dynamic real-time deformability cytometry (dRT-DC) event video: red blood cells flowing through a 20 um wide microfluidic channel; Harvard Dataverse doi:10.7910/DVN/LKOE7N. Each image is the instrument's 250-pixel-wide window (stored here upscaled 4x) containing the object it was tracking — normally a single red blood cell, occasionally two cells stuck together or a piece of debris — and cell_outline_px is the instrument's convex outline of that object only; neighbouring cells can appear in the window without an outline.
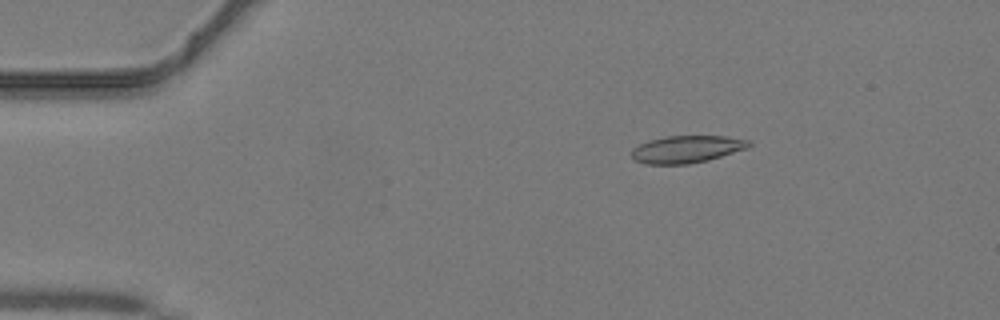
{"species": "common noctule bat (a hibernating species)", "species_latin": "Nyctalus noctula", "temperature_condition": "warm", "stored_images_in_passage": 44, "camera_frame_rate_fps": 3000, "um_per_image_px": 0.085, "animal": {"sex": "male", "body_mass_g": 19.2, "forearm_length_mm": 51.8}, "frame": {"image": 1, "passage_image": 8, "time_ms": 2.333, "image_size_px": [1000, 320], "cell_outline_px": [[752, 144], [748, 148], [708, 160], [688, 164], [644, 164], [632, 160], [632, 148], [640, 144], [652, 140], [668, 136], [724, 136], [748, 140]], "centroid_in_image_um": [58.36, 12.69], "position_along_channel_um": 26.6, "area_um2": 18.55}}
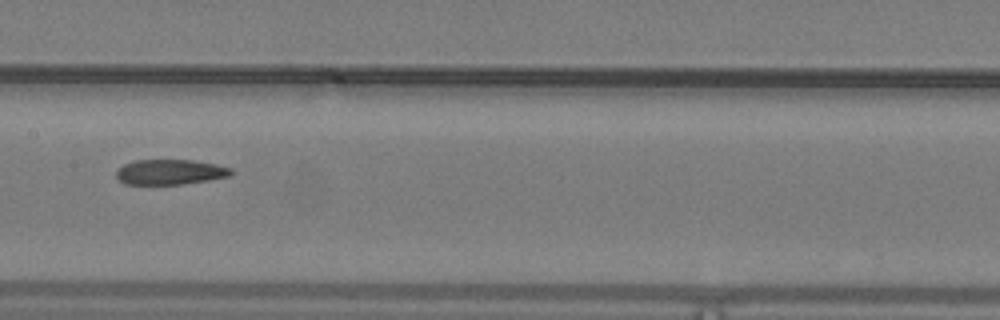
{"frame": {"image": 2, "passage_image": 23, "time_ms": 7.333, "image_size_px": [1000, 320], "cell_outline_px": [[232, 172], [228, 176], [208, 180], [184, 184], [124, 184], [116, 176], [116, 172], [124, 164], [136, 160], [192, 160], [216, 164], [232, 168]], "centroid_in_image_um": [14.46, 14.62], "position_along_channel_um": 192.9, "area_um2": 16.7}}
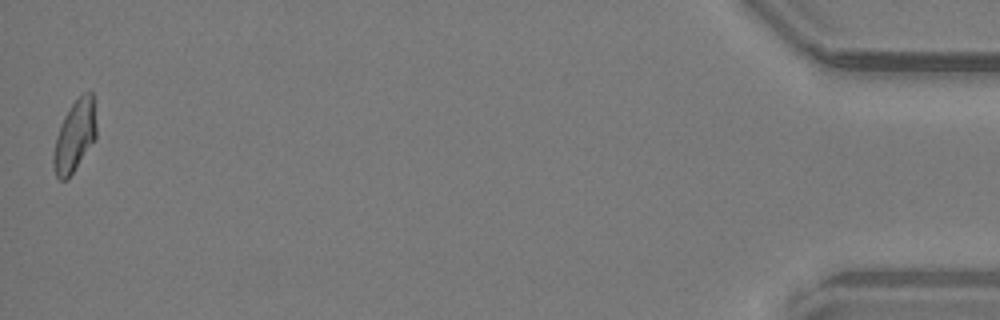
{"frame": {"image": 3, "passage_image": 44, "time_ms": 14.333, "image_size_px": [1000, 320], "cell_outline_px": [[96, 140], [68, 180], [60, 180], [56, 176], [52, 164], [52, 156], [56, 136], [60, 124], [64, 116], [72, 104], [84, 92], [92, 92], [96, 124]], "centroid_in_image_um": [6.34, 11.62], "position_along_channel_um": 428.9, "area_um2": 18.09}}